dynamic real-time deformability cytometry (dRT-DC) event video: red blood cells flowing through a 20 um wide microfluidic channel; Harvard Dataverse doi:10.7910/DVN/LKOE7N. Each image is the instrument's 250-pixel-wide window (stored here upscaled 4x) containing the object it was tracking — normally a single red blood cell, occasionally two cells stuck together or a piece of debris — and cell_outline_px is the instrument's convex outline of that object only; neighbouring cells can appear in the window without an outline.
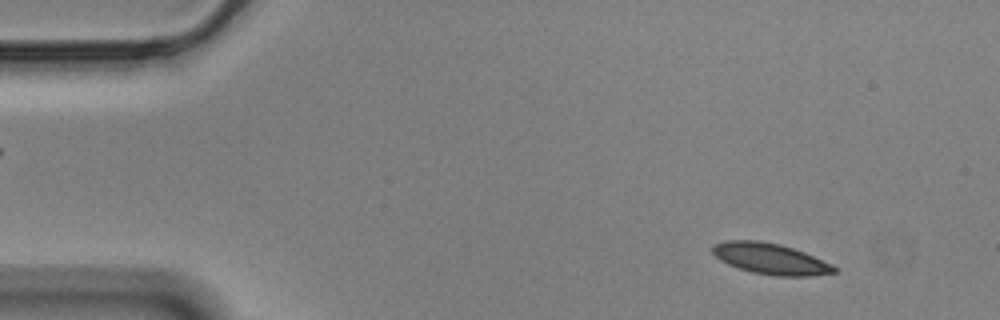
{"species": "Egyptian fruit bat (a non-hibernating species)", "species_latin": "Rousettus aegyptiacus", "temperature_condition": "cold", "stored_images_in_passage": 57, "camera_frame_rate_fps": 3000, "um_per_image_px": 0.085, "animal": {"sex": "male"}, "frame": {"image": 1, "passage_image": 6, "time_ms": 1.667, "image_size_px": [1000, 320], "cell_outline_px": [[836, 272], [812, 276], [776, 276], [752, 272], [728, 264], [720, 260], [712, 252], [712, 244], [724, 240], [760, 240], [780, 244], [804, 252], [832, 264], [836, 268]], "centroid_in_image_um": [65.46, 21.98], "position_along_channel_um": 19.5, "area_um2": 21.96}}
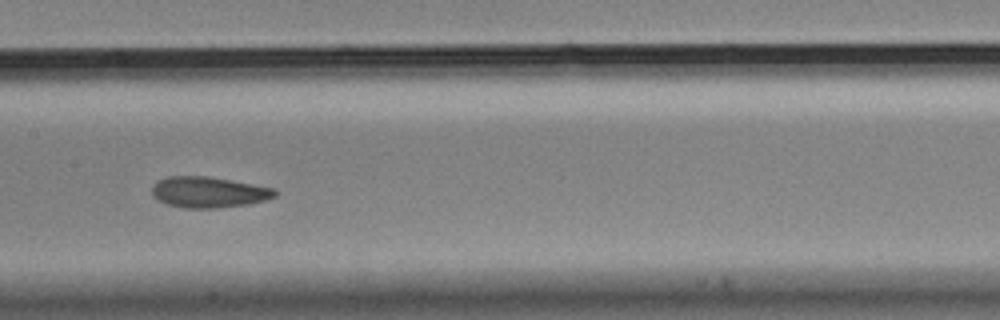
{"frame": {"image": 2, "passage_image": 28, "time_ms": 9.0, "image_size_px": [1000, 320], "cell_outline_px": [[276, 196], [264, 200], [248, 204], [216, 208], [184, 208], [168, 204], [152, 196], [152, 188], [160, 180], [168, 176], [208, 176], [276, 188]], "centroid_in_image_um": [17.76, 16.33], "position_along_channel_um": 189.6, "area_um2": 21.96}}
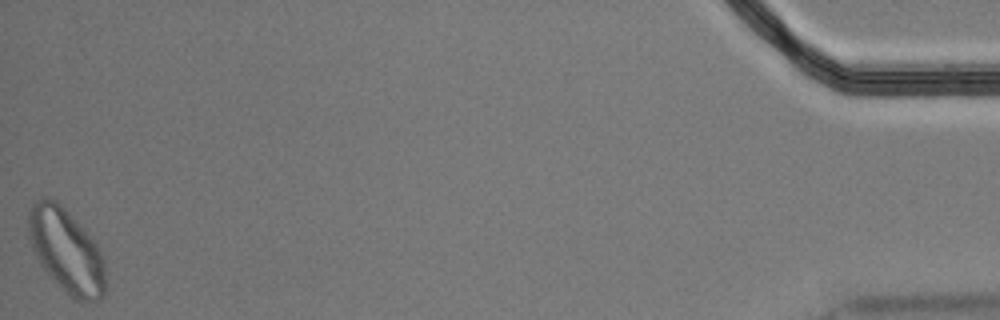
{"frame": {"image": 3, "passage_image": 57, "time_ms": 18.667, "image_size_px": [1000, 320], "cell_outline_px": [[104, 296], [100, 300], [88, 304], [76, 300], [52, 280], [36, 256], [32, 248], [28, 236], [28, 216], [32, 200], [44, 196], [56, 200], [92, 236], [100, 248], [104, 260]], "centroid_in_image_um": [5.64, 21.3], "position_along_channel_um": 429.6, "area_um2": 38.15}, "authors_computed_cell_mechanics": {"area_um2": 22.3108, "velocity_mm_per_s": 3.4709, "shape_relaxation_time_tau1_ms": 5.8101, "shape_relaxation_time_tau2_ms": 3.0201, "deformation_change_tau1": 0.1201, "deformation_change_tau2": 0.0868}}